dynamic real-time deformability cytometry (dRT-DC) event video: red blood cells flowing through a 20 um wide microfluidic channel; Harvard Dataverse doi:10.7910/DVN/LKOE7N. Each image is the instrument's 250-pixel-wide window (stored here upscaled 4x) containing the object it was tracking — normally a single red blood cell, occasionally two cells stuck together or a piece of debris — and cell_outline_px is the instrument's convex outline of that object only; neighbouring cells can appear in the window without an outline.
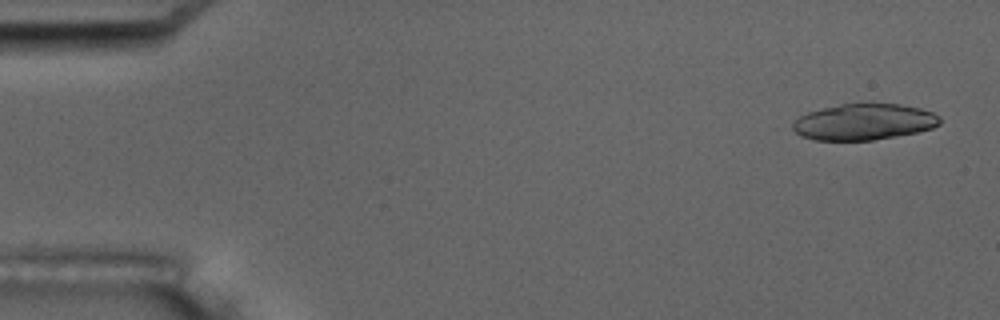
{"species": "common noctule bat (a hibernating species)", "species_latin": "Nyctalus noctula", "temperature_condition": "room temperature", "stored_images_in_passage": 5, "camera_frame_rate_fps": 3000, "um_per_image_px": 0.085, "animal": {"sex": "male", "body_mass_g": 17.5, "forearm_length_mm": 52.3}, "frame": {"image": 1, "passage_image": 1, "time_ms": 0.0, "image_size_px": [1000, 320], "cell_outline_px": [[940, 124], [932, 128], [916, 132], [872, 140], [816, 140], [804, 136], [796, 132], [792, 128], [792, 124], [800, 116], [808, 112], [840, 104], [900, 104], [920, 108], [932, 112], [940, 116]], "centroid_in_image_um": [73.45, 10.36], "position_along_channel_um": 11.5, "area_um2": 30.63}}